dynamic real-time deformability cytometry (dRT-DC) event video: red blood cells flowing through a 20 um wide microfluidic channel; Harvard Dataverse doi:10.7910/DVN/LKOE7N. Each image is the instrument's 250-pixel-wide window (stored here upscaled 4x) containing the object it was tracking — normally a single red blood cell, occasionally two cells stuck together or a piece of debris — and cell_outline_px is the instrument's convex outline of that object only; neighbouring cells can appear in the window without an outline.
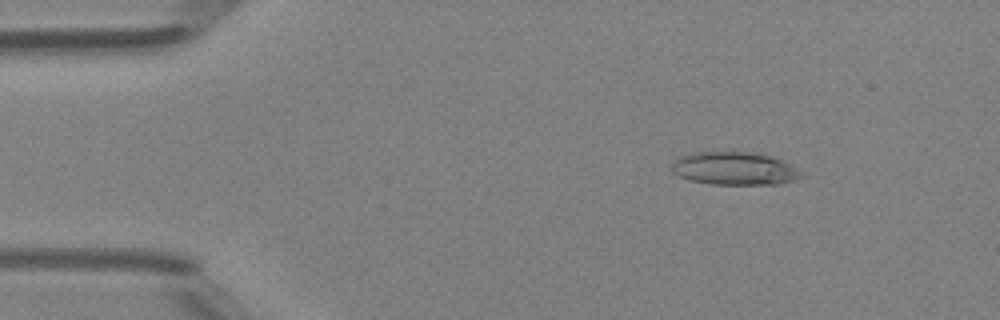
{"species": "Egyptian fruit bat (a non-hibernating species)", "species_latin": "Rousettus aegyptiacus", "temperature_condition": "room temperature", "stored_images_in_passage": 45, "camera_frame_rate_fps": 3000, "um_per_image_px": 0.085, "animal": {"sex": "female"}, "frame": {"image": 1, "passage_image": 3, "time_ms": 0.667, "image_size_px": [1000, 320], "cell_outline_px": [[804, 176], [796, 180], [780, 184], [712, 184], [692, 180], [680, 176], [672, 172], [672, 164], [680, 156], [692, 152], [764, 152], [804, 172]], "centroid_in_image_um": [62.48, 14.31], "position_along_channel_um": 22.5, "area_um2": 25.03}}
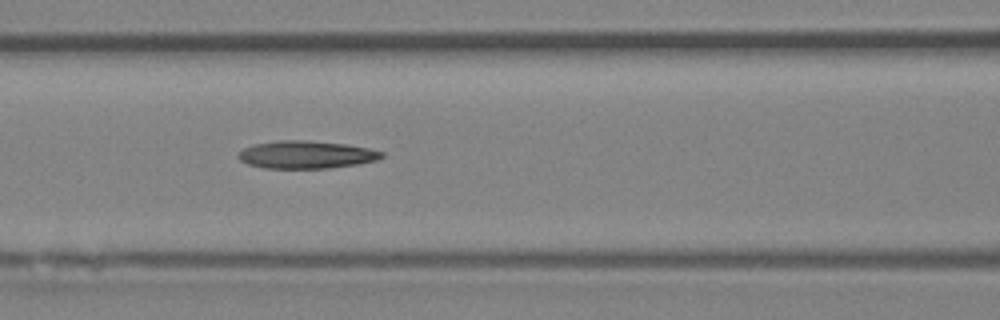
{"frame": {"image": 2, "passage_image": 17, "time_ms": 5.333, "image_size_px": [1000, 320], "cell_outline_px": [[384, 156], [376, 160], [356, 164], [328, 168], [264, 168], [248, 164], [240, 160], [236, 156], [244, 148], [256, 144], [276, 140], [304, 140], [348, 144], [368, 148], [384, 152]], "centroid_in_image_um": [26.02, 13.14], "position_along_channel_um": 140.6, "area_um2": 23.06}}
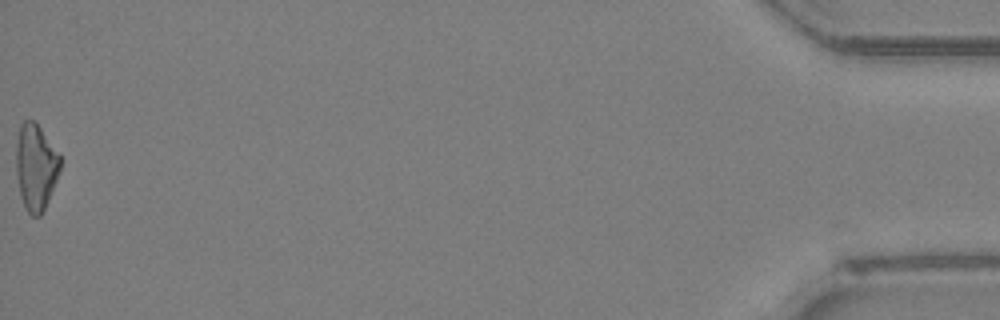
{"frame": {"image": 3, "passage_image": 45, "time_ms": 14.667, "image_size_px": [1000, 320], "cell_outline_px": [[60, 172], [48, 200], [40, 216], [32, 216], [24, 208], [20, 196], [16, 172], [16, 140], [20, 124], [24, 120], [36, 120], [60, 156]], "centroid_in_image_um": [3.02, 14.17], "position_along_channel_um": 432.2, "area_um2": 22.37}, "authors_computed_cell_mechanics": {"area_um2": 22.8888, "velocity_mm_per_s": 4.2368, "shape_relaxation_time_tau1_ms": null, "shape_relaxation_time_tau2_ms": 7.7247, "deformation_change_tau1": null, "deformation_change_tau2": 0.2235}}